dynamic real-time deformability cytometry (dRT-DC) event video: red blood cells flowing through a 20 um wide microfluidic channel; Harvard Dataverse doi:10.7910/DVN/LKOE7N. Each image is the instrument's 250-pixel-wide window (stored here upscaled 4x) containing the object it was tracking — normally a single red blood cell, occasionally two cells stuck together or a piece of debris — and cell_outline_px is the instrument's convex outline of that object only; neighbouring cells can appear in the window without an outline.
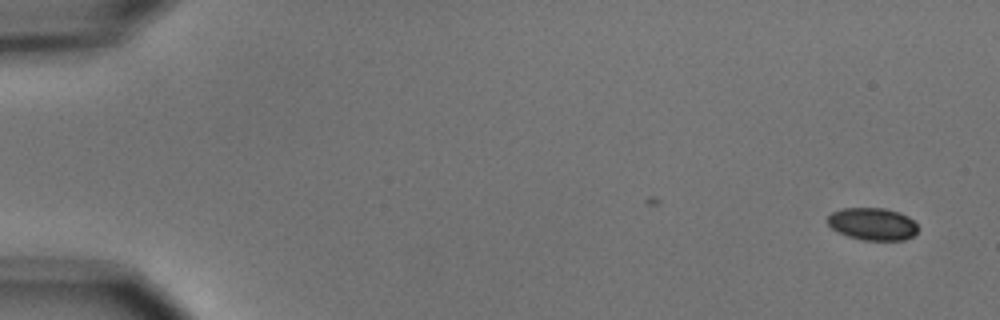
{"species": "common noctule bat (a hibernating species)", "species_latin": "Nyctalus noctula", "temperature_condition": "cold", "stored_images_in_passage": 2, "camera_frame_rate_fps": 3000, "um_per_image_px": 0.085, "animal": {"sex": "male", "body_mass_g": 15.6}, "frame": {"image": 1, "passage_image": 2, "time_ms": 1.333, "image_size_px": [1000, 320], "cell_outline_px": [[920, 228], [912, 236], [904, 240], [860, 240], [836, 232], [828, 224], [828, 216], [832, 212], [840, 208], [884, 208], [900, 212], [908, 216]], "centroid_in_image_um": [74.16, 19.04], "position_along_channel_um": 10.8, "area_um2": 17.22}}